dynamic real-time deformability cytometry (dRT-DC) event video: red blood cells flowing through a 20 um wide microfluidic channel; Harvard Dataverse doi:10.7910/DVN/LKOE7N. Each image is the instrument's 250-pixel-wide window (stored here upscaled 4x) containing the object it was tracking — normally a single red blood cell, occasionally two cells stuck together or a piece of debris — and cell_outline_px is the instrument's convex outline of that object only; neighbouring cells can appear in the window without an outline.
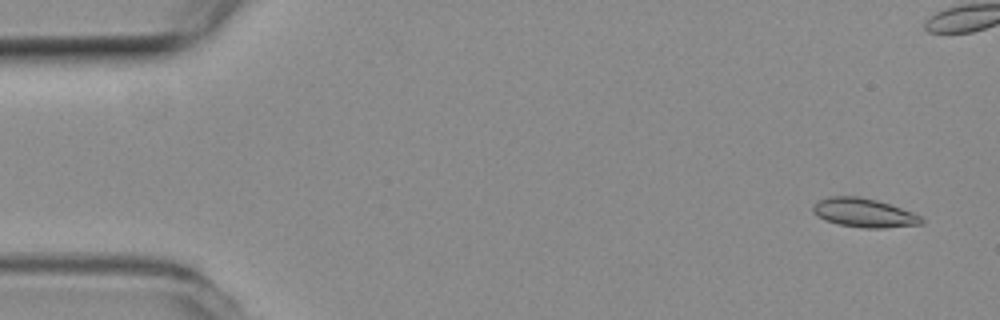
{"species": "common noctule bat (a hibernating species)", "species_latin": "Nyctalus noctula", "temperature_condition": "room temperature", "stored_images_in_passage": 5, "camera_frame_rate_fps": 3000, "um_per_image_px": 0.085, "animal": {"sex": "female", "body_mass_g": 19.3, "forearm_length_mm": 54.1}, "frame": {"image": 1, "passage_image": 1, "time_ms": 0.0, "image_size_px": [1000, 320], "cell_outline_px": [[924, 220], [920, 224], [884, 228], [864, 228], [840, 224], [824, 220], [816, 216], [812, 212], [812, 204], [816, 200], [828, 196], [860, 196], [876, 200], [912, 212], [920, 216]], "centroid_in_image_um": [73.35, 18.07], "position_along_channel_um": 11.6, "area_um2": 18.32}}
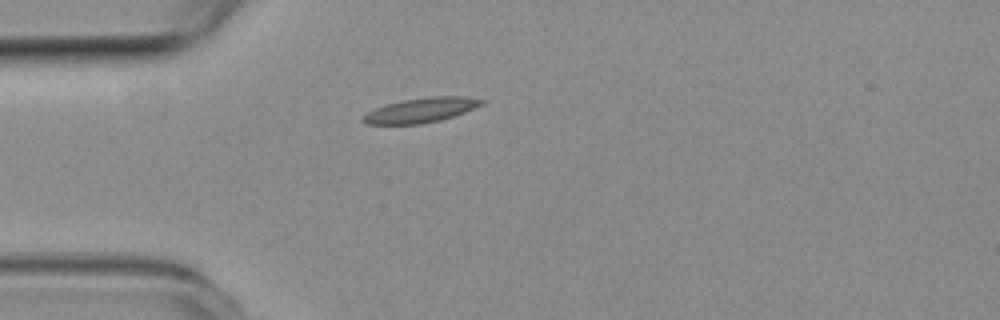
{"frame": {"image": 2, "passage_image": 5, "time_ms": 1.333, "image_size_px": [1000, 320], "cell_outline_px": [[488, 100], [484, 104], [464, 112], [440, 120], [420, 124], [368, 124], [360, 120], [368, 112], [376, 108], [388, 104], [404, 100], [432, 96], [464, 96]], "centroid_in_image_um": [35.84, 9.36], "position_along_channel_um": 49.2, "area_um2": 16.88}}